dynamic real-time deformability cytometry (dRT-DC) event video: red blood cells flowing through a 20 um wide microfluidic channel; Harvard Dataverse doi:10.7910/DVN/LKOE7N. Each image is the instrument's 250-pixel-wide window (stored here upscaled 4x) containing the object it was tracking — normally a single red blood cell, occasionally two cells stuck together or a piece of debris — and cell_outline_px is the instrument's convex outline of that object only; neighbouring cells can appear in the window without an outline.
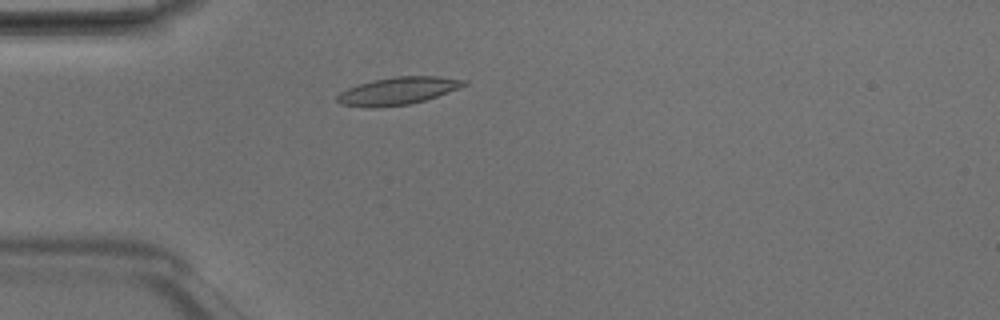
{"species": "Egyptian fruit bat (a non-hibernating species)", "species_latin": "Rousettus aegyptiacus", "temperature_condition": "room temperature", "stored_images_in_passage": 3, "camera_frame_rate_fps": 3000, "um_per_image_px": 0.085, "animal": {"sex": "male"}, "frame": {"image": 1, "passage_image": 3, "time_ms": 0.667, "image_size_px": [1000, 320], "cell_outline_px": [[468, 84], [460, 88], [424, 100], [408, 104], [372, 108], [340, 104], [336, 100], [336, 96], [340, 92], [348, 88], [372, 80], [396, 76], [440, 76], [468, 80]], "centroid_in_image_um": [33.83, 7.72], "position_along_channel_um": 51.2, "area_um2": 20.29}}